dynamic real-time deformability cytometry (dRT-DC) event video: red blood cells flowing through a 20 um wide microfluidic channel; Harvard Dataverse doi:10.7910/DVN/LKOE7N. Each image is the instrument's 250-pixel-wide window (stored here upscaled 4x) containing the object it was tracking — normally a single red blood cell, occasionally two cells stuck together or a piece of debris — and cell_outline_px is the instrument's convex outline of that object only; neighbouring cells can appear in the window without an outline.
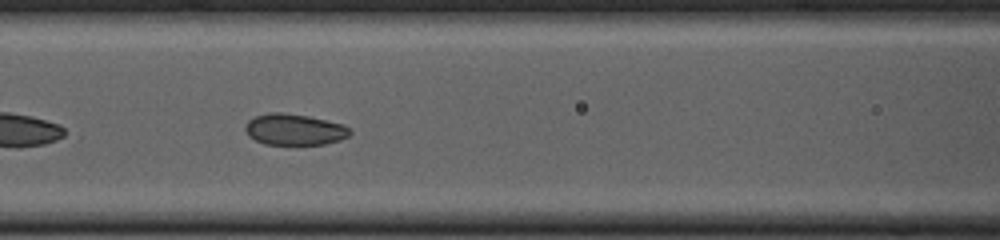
{"species": "common noctule bat (a hibernating species)", "species_latin": "Nyctalus noctula", "temperature_condition": "cold", "stored_images_in_passage": 40, "camera_frame_rate_fps": 3000, "um_per_image_px": 0.085, "animal": {"sex": "female", "body_mass_g": 23.0, "forearm_length_mm": 53.4}, "frame": {"image": 1, "passage_image": 23, "time_ms": 7.333, "image_size_px": [1000, 240], "cell_outline_px": [[352, 132], [348, 136], [340, 140], [324, 144], [264, 144], [248, 136], [244, 128], [244, 124], [248, 120], [256, 116], [268, 112], [284, 112], [308, 116], [344, 124]], "centroid_in_image_um": [25.0, 11.0], "position_along_channel_um": 141.6, "area_um2": 19.13}}